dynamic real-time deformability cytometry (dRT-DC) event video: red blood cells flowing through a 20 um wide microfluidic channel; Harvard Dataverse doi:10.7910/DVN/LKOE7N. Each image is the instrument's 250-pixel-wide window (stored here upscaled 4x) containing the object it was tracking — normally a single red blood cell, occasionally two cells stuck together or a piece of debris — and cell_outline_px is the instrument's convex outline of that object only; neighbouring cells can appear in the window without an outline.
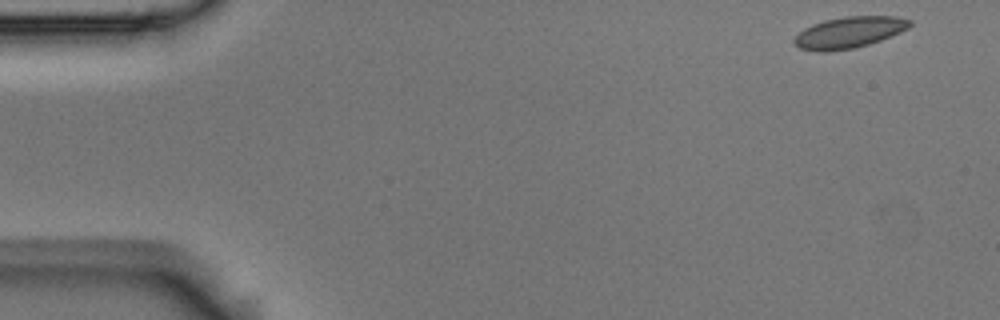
{"species": "Egyptian fruit bat (a non-hibernating species)", "species_latin": "Rousettus aegyptiacus", "temperature_condition": "room temperature", "stored_images_in_passage": 5, "camera_frame_rate_fps": 3000, "um_per_image_px": 0.085, "animal": {"sex": "male"}, "frame": {"image": 1, "passage_image": 1, "time_ms": 0.0, "image_size_px": [1000, 320], "cell_outline_px": [[912, 24], [908, 28], [900, 32], [880, 40], [868, 44], [852, 48], [828, 52], [820, 52], [800, 48], [792, 40], [804, 28], [812, 24], [824, 20], [844, 16], [896, 16], [912, 20]], "centroid_in_image_um": [72.17, 2.74], "position_along_channel_um": 12.8, "area_um2": 21.04}}
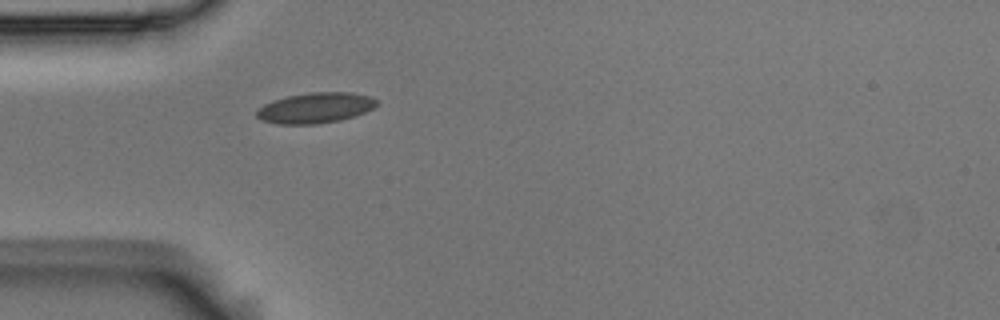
{"frame": {"image": 2, "passage_image": 5, "time_ms": 1.333, "image_size_px": [1000, 320], "cell_outline_px": [[380, 104], [364, 112], [340, 120], [316, 124], [280, 124], [260, 120], [256, 116], [256, 112], [264, 104], [272, 100], [288, 96], [308, 92], [352, 92], [368, 96], [380, 100]], "centroid_in_image_um": [26.82, 9.16], "position_along_channel_um": 58.2, "area_um2": 21.39}}